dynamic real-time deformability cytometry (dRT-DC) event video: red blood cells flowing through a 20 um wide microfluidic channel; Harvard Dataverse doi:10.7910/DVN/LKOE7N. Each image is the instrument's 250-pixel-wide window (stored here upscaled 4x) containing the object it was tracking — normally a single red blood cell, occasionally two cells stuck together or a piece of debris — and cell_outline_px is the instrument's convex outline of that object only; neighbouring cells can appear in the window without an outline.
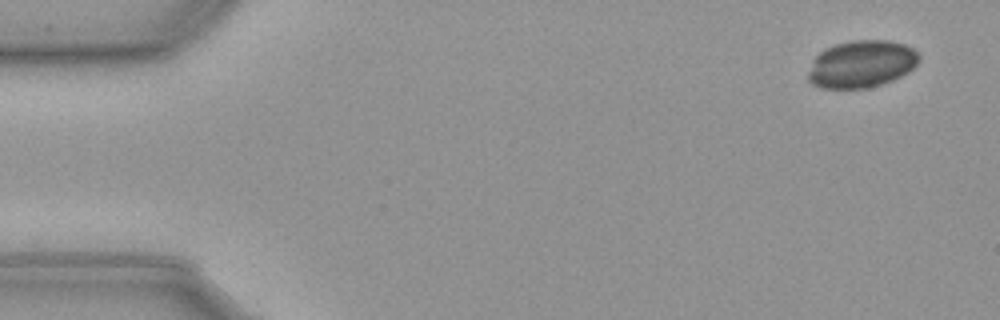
{"species": "common noctule bat (a hibernating species)", "species_latin": "Nyctalus noctula", "temperature_condition": "cold", "stored_images_in_passage": 55, "camera_frame_rate_fps": 3000, "um_per_image_px": 0.085, "animal": {"sex": "male", "body_mass_g": 23.1, "forearm_length_mm": 52.7}, "frame": {"image": 1, "passage_image": 1, "time_ms": 0.0, "image_size_px": [1000, 320], "cell_outline_px": [[920, 60], [908, 72], [892, 80], [880, 84], [864, 88], [820, 88], [812, 84], [808, 80], [808, 72], [812, 60], [824, 48], [836, 44], [852, 40], [888, 40], [904, 44], [920, 52]], "centroid_in_image_um": [73.22, 5.43], "position_along_channel_um": 11.8, "area_um2": 30.63}}
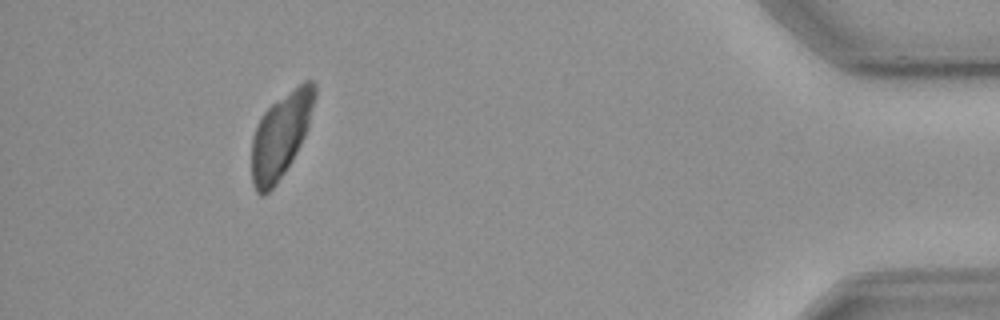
{"frame": {"image": 2, "passage_image": 50, "time_ms": 16.333, "image_size_px": [1000, 320], "cell_outline_px": [[316, 96], [308, 128], [300, 144], [284, 172], [276, 184], [264, 196], [260, 196], [256, 192], [252, 184], [252, 136], [256, 124], [260, 116], [272, 104], [304, 80], [312, 80], [316, 84]], "centroid_in_image_um": [23.85, 11.49], "position_along_channel_um": 411.3, "area_um2": 31.04}}